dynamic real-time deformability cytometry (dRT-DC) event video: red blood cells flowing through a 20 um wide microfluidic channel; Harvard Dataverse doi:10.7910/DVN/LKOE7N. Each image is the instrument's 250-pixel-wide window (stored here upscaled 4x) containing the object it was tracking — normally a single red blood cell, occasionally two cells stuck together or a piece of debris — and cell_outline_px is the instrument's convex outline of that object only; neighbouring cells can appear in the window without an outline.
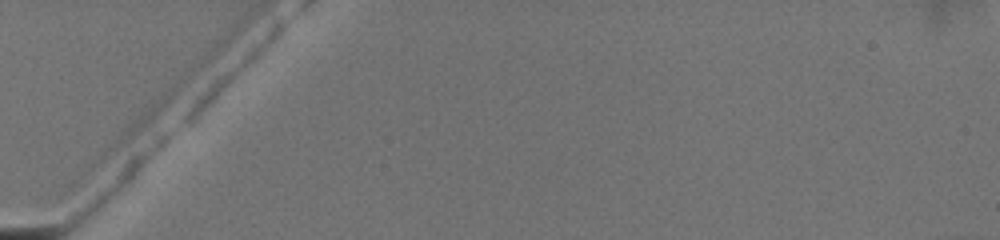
{"species": "common noctule bat (a hibernating species)", "species_latin": "Nyctalus noctula", "temperature_condition": "warm", "stored_images_in_passage": 3, "camera_frame_rate_fps": 3000, "um_per_image_px": 0.085, "animal": {"sex": "female", "body_mass_g": 19.5, "forearm_length_mm": 54.1}, "frame": {"image": 1, "passage_image": 1, "time_ms": 0.0, "image_size_px": [1000, 240], "cell_outline_px": [[284, 24], [280, 32], [196, 120], [192, 124], [184, 120], [184, 112], [216, 80], [276, 24]], "centroid_in_image_um": [19.48, 6.5], "position_along_channel_um": 65.5, "area_um2": 11.39}}